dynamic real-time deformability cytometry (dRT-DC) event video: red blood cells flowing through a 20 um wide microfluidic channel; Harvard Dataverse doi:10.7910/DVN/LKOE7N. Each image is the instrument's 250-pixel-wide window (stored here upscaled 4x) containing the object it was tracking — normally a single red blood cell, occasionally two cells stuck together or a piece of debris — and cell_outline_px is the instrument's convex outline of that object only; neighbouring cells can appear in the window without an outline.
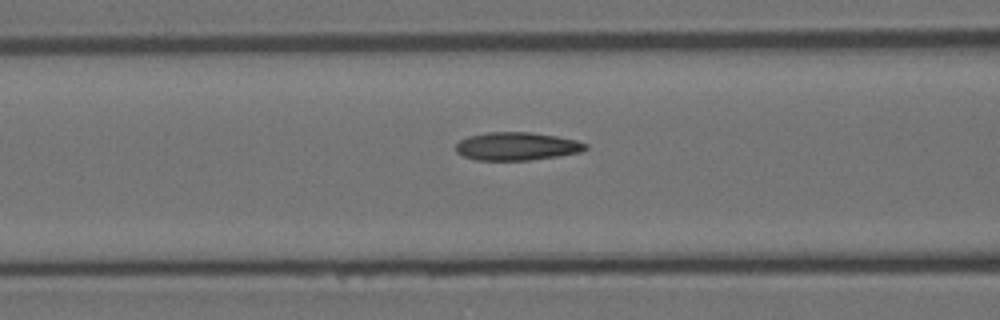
{"species": "Egyptian fruit bat (a non-hibernating species)", "species_latin": "Rousettus aegyptiacus", "temperature_condition": "room temperature", "stored_images_in_passage": 31, "camera_frame_rate_fps": 3000, "um_per_image_px": 0.085, "animal": {"sex": "female"}, "frame": {"image": 1, "passage_image": 9, "time_ms": 2.667, "image_size_px": [1000, 320], "cell_outline_px": [[588, 148], [580, 152], [556, 156], [528, 160], [476, 160], [464, 156], [456, 152], [456, 144], [460, 140], [468, 136], [488, 132], [532, 132], [556, 136], [576, 140], [588, 144]], "centroid_in_image_um": [43.92, 12.43], "position_along_channel_um": 122.7, "area_um2": 21.15}}
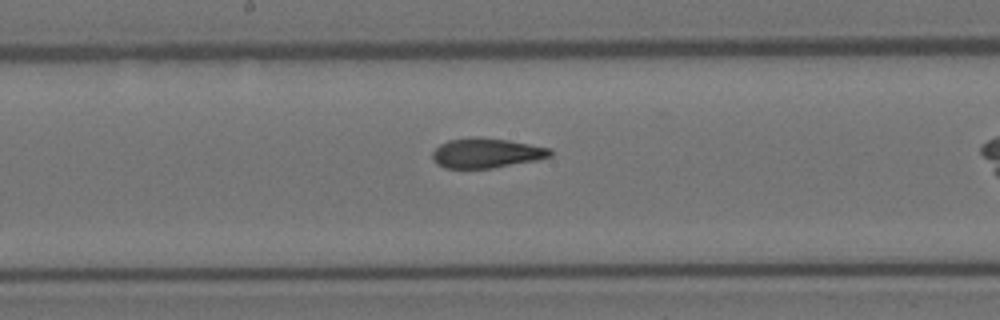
{"frame": {"image": 2, "passage_image": 16, "time_ms": 5.0, "image_size_px": [1000, 320], "cell_outline_px": [[552, 156], [536, 160], [492, 168], [444, 168], [436, 164], [432, 160], [432, 152], [440, 144], [448, 140], [472, 136], [476, 136], [508, 140], [552, 148]], "centroid_in_image_um": [41.32, 13.0], "position_along_channel_um": 206.9, "area_um2": 20.63}}
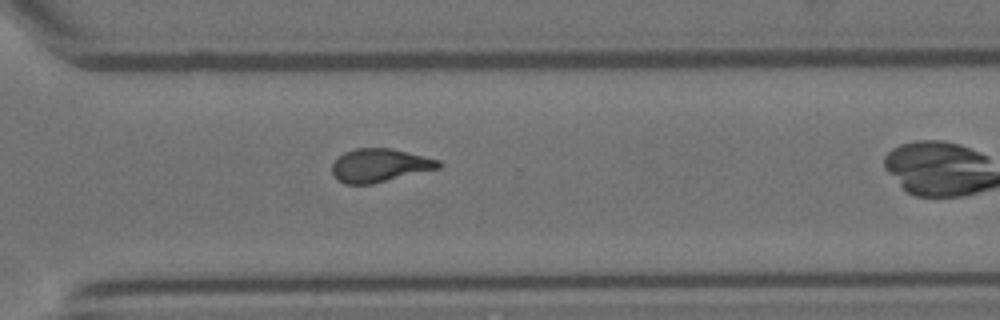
{"frame": {"image": 3, "passage_image": 27, "time_ms": 8.667, "image_size_px": [1000, 320], "cell_outline_px": [[440, 168], [372, 184], [344, 184], [332, 172], [332, 164], [344, 152], [356, 148], [392, 148], [440, 160]], "centroid_in_image_um": [32.28, 14.05], "position_along_channel_um": 338.3, "area_um2": 20.52}}